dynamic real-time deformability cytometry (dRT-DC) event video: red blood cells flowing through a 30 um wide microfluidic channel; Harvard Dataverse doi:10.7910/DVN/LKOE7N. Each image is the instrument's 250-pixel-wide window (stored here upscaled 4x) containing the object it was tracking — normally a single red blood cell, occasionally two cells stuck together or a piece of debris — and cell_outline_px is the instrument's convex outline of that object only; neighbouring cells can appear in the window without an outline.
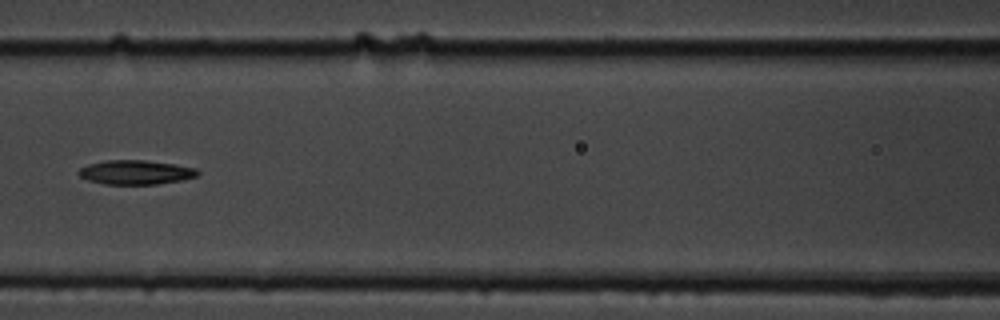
{"species": "common noctule bat (a hibernating species)", "species_latin": "Nyctalus noctula", "temperature_condition": "cold", "stored_images_in_passage": 9, "camera_frame_rate_fps": 3000, "um_per_image_px": 0.085, "animal": {"sex": "male", "body_mass_g": 19.5, "forearm_length_mm": 54.6}, "frame": {"image": 1, "passage_image": 6, "time_ms": 6.0, "image_size_px": [1000, 320], "cell_outline_px": [[200, 172], [196, 176], [184, 180], [156, 184], [104, 184], [88, 180], [80, 176], [76, 172], [80, 168], [88, 164], [104, 160], [144, 160], [176, 164], [196, 168]], "centroid_in_image_um": [11.53, 14.64], "position_along_channel_um": 155.1, "area_um2": 16.94}}
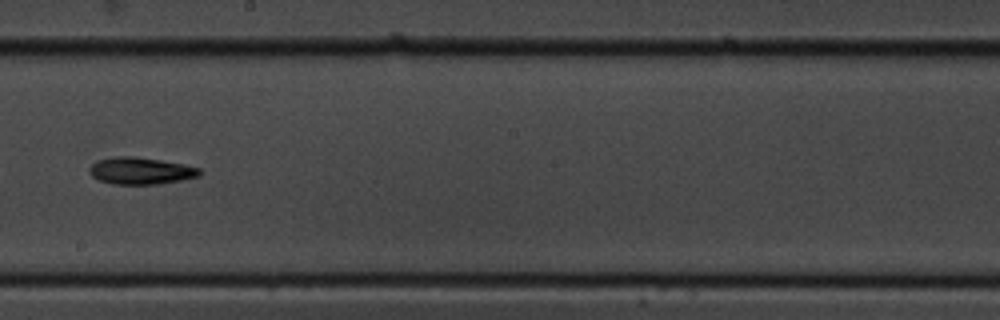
{"frame": {"image": 2, "passage_image": 8, "time_ms": 8.333, "image_size_px": [1000, 320], "cell_outline_px": [[200, 176], [180, 180], [156, 184], [112, 184], [100, 180], [92, 176], [88, 172], [88, 168], [92, 164], [100, 160], [116, 156], [136, 156], [184, 164], [200, 168]], "centroid_in_image_um": [11.95, 14.51], "position_along_channel_um": 236.3, "area_um2": 17.22}}
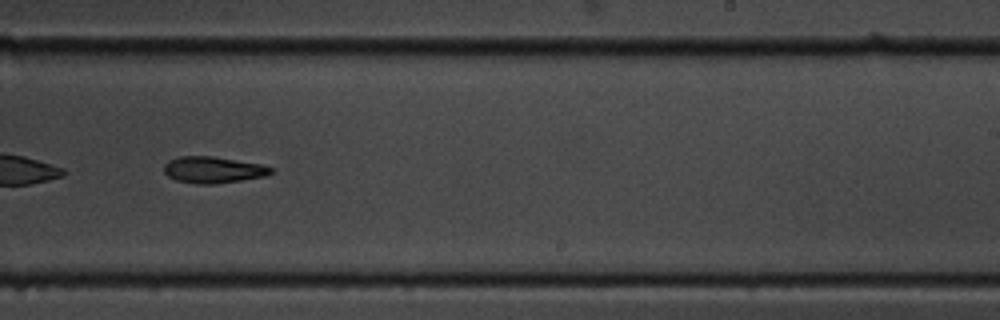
{"frame": {"image": 3, "passage_image": 9, "time_ms": 9.333, "image_size_px": [1000, 320], "cell_outline_px": [[272, 172], [264, 176], [216, 184], [196, 184], [176, 180], [168, 176], [164, 172], [164, 164], [168, 160], [180, 156], [212, 156], [260, 164], [272, 168]], "centroid_in_image_um": [18.06, 14.43], "position_along_channel_um": 270.9, "area_um2": 16.36}}